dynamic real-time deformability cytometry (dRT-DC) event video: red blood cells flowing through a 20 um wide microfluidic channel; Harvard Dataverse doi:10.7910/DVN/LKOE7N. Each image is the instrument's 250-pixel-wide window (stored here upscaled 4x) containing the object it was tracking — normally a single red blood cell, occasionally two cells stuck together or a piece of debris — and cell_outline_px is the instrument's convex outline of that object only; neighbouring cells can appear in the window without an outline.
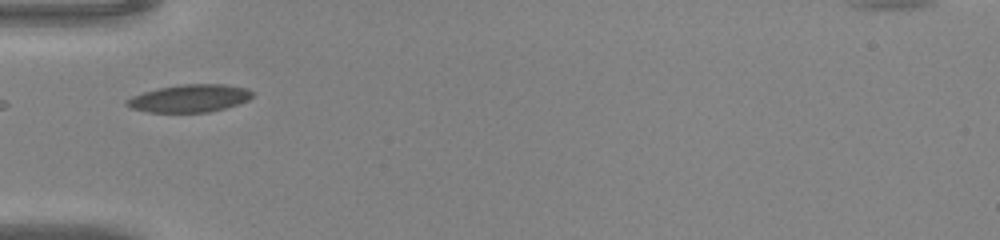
{"species": "common noctule bat (a hibernating species)", "species_latin": "Nyctalus noctula", "temperature_condition": "warm", "stored_images_in_passage": 33, "camera_frame_rate_fps": 3000, "um_per_image_px": 0.085, "animal": {"sex": "male", "body_mass_g": 20.0, "forearm_length_mm": 53.3}, "frame": {"image": 1, "passage_image": 1, "time_ms": 0.0, "image_size_px": [1000, 240], "cell_outline_px": [[252, 92], [244, 100], [220, 108], [200, 112], [156, 112], [136, 108], [128, 104], [128, 100], [136, 96], [148, 92], [164, 88], [240, 88]], "centroid_in_image_um": [16.0, 8.45], "position_along_channel_um": 69.0, "area_um2": 16.76}}
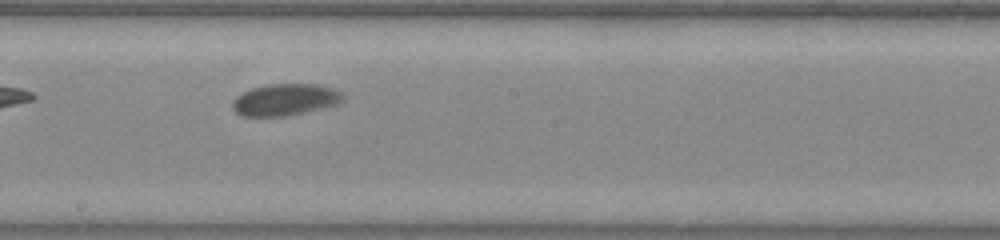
{"frame": {"image": 2, "passage_image": 12, "time_ms": 3.667, "image_size_px": [1000, 240], "cell_outline_px": [[336, 100], [324, 104], [292, 112], [268, 116], [248, 116], [240, 112], [236, 108], [236, 100], [240, 96], [248, 92], [260, 88], [284, 84], [324, 88], [332, 92], [336, 96]], "centroid_in_image_um": [23.99, 8.48], "position_along_channel_um": 224.2, "area_um2": 16.36}}
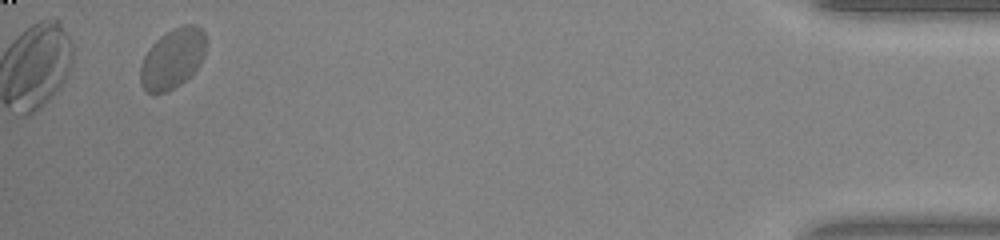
{"frame": {"image": 3, "passage_image": 31, "time_ms": 10.0, "image_size_px": [1000, 240], "cell_outline_px": [[196, 64], [188, 76], [172, 88], [164, 92], [148, 92], [144, 88], [140, 76], [140, 72], [144, 60], [148, 52], [164, 36], [184, 48]], "centroid_in_image_um": [14.07, 5.64], "position_along_channel_um": 421.1, "area_um2": 14.8}}